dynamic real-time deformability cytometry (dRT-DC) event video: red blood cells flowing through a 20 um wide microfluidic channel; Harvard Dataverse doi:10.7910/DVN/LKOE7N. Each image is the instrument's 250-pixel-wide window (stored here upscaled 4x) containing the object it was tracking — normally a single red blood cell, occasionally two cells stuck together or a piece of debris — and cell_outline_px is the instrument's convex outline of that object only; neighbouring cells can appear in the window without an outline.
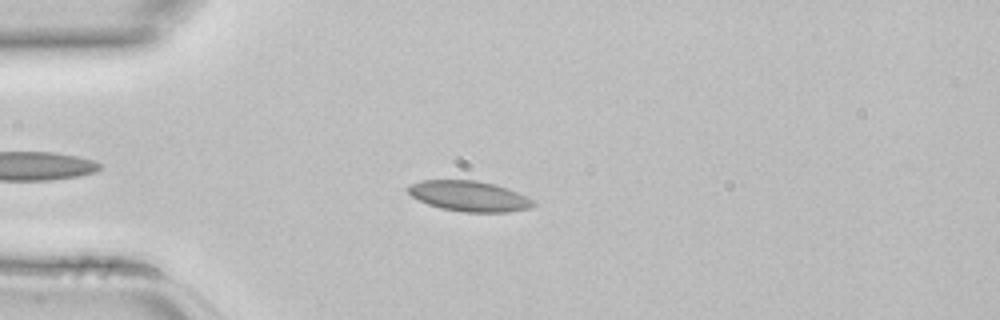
{"species": "common noctule bat (a hibernating species)", "species_latin": "Nyctalus noctula", "temperature_condition": "room temperature", "stored_images_in_passage": 3, "camera_frame_rate_fps": 3000, "um_per_image_px": 0.085, "animal": {"sex": "female", "body_mass_g": 22.7, "forearm_length_mm": 54.2}, "frame": {"image": 1, "passage_image": 3, "time_ms": 0.667, "image_size_px": [1000, 320], "cell_outline_px": [[536, 204], [532, 208], [508, 212], [464, 212], [440, 208], [428, 204], [412, 196], [408, 192], [408, 184], [420, 180], [476, 180], [496, 184], [536, 200]], "centroid_in_image_um": [39.9, 16.67], "position_along_channel_um": 45.1, "area_um2": 22.37}}